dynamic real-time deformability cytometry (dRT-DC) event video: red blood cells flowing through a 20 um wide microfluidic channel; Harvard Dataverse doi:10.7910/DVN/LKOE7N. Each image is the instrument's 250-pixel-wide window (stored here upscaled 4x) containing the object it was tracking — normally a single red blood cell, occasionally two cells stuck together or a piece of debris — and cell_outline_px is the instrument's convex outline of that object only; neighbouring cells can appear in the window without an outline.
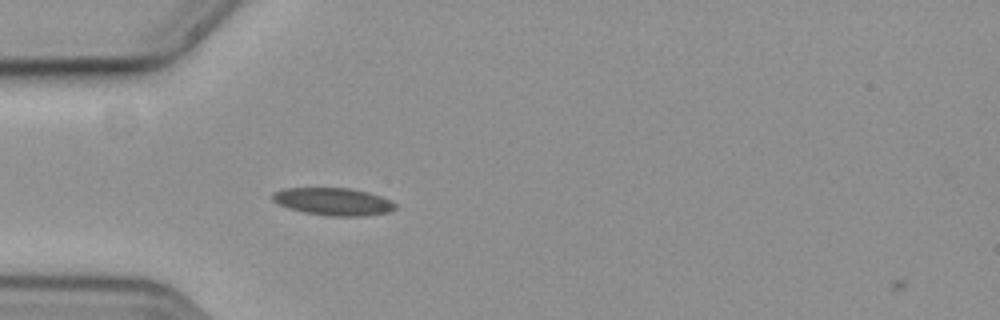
{"species": "common noctule bat (a hibernating species)", "species_latin": "Nyctalus noctula", "temperature_condition": "cold", "stored_images_in_passage": 44, "camera_frame_rate_fps": 3000, "um_per_image_px": 0.085, "animal": {"sex": "female", "body_mass_g": 19.3, "forearm_length_mm": 54.1}, "frame": {"image": 1, "passage_image": 4, "time_ms": 1.0, "image_size_px": [1000, 320], "cell_outline_px": [[396, 208], [388, 212], [360, 216], [328, 216], [304, 212], [288, 208], [276, 204], [272, 200], [272, 192], [284, 188], [348, 188], [368, 192], [392, 200], [396, 204]], "centroid_in_image_um": [28.29, 17.13], "position_along_channel_um": 56.7, "area_um2": 19.77}}
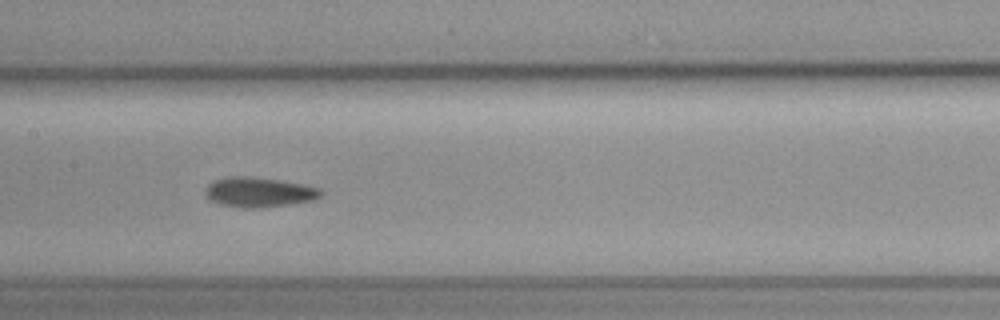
{"frame": {"image": 2, "passage_image": 15, "time_ms": 4.667, "image_size_px": [1000, 320], "cell_outline_px": [[324, 196], [316, 200], [260, 208], [240, 208], [220, 204], [208, 200], [204, 196], [204, 192], [208, 184], [216, 180], [232, 176], [244, 176], [276, 180], [300, 184], [320, 188], [324, 192]], "centroid_in_image_um": [22.01, 16.36], "position_along_channel_um": 185.4, "area_um2": 20.17}}
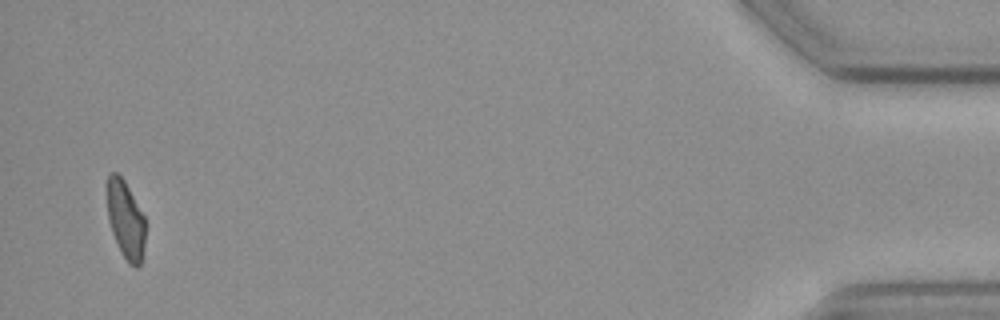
{"frame": {"image": 3, "passage_image": 42, "time_ms": 13.667, "image_size_px": [1000, 320], "cell_outline_px": [[144, 248], [140, 264], [136, 268], [128, 264], [120, 252], [112, 232], [108, 216], [108, 176], [112, 172], [116, 172], [124, 180], [144, 216]], "centroid_in_image_um": [10.68, 18.73], "position_along_channel_um": 424.5, "area_um2": 17.05}, "authors_computed_cell_mechanics": {"area_um2": 19.1896, "velocity_mm_per_s": 3.6731, "shape_relaxation_time_tau1_ms": null, "shape_relaxation_time_tau2_ms": 4.0652, "deformation_change_tau1": null, "deformation_change_tau2": 0.098}}